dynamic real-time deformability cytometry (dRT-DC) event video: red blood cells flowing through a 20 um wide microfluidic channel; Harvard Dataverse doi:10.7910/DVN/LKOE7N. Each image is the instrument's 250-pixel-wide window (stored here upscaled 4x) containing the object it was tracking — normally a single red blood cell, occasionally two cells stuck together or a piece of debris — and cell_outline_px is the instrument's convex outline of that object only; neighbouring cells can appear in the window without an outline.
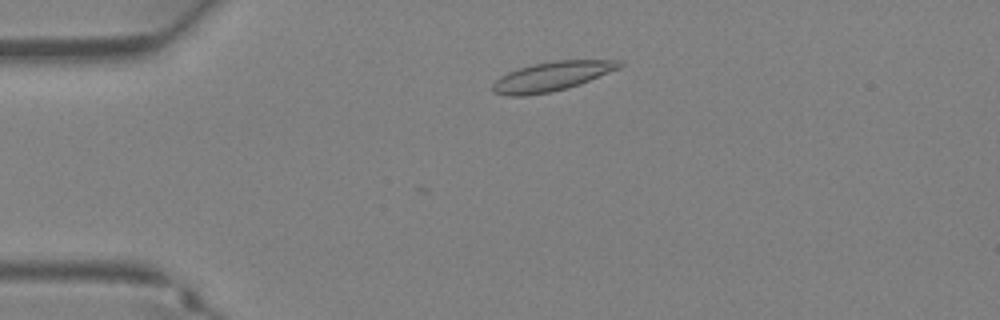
{"species": "Egyptian fruit bat (a non-hibernating species)", "species_latin": "Rousettus aegyptiacus", "temperature_condition": "warm", "stored_images_in_passage": 4, "camera_frame_rate_fps": 3000, "um_per_image_px": 0.085, "animal": {"sex": "female"}, "frame": {"image": 1, "passage_image": 4, "time_ms": 1.0, "image_size_px": [1000, 320], "cell_outline_px": [[624, 64], [620, 68], [580, 84], [568, 88], [552, 92], [524, 96], [504, 96], [492, 92], [492, 84], [500, 76], [508, 72], [520, 68], [536, 64], [556, 60], [620, 60]], "centroid_in_image_um": [46.89, 6.51], "position_along_channel_um": 38.1, "area_um2": 21.68}}